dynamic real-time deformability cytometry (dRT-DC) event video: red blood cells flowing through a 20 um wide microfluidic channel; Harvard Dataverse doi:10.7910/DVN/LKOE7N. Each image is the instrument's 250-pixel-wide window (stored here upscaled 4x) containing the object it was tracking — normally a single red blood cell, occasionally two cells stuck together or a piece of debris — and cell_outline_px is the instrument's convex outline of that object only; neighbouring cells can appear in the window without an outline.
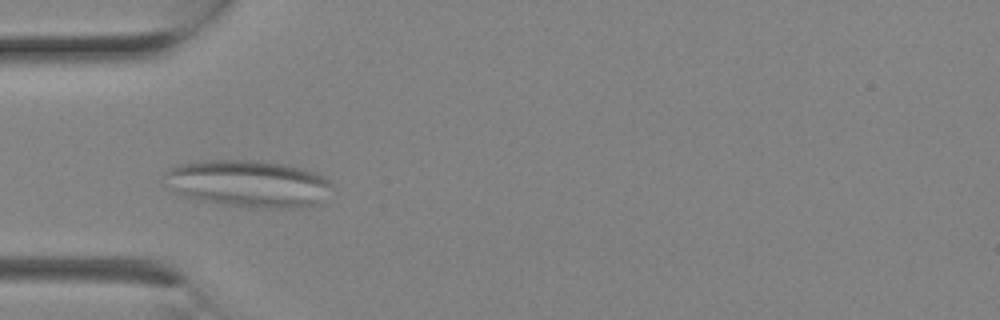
{"species": "Egyptian fruit bat (a non-hibernating species)", "species_latin": "Rousettus aegyptiacus", "temperature_condition": "room temperature", "stored_images_in_passage": 2, "camera_frame_rate_fps": 3000, "um_per_image_px": 0.085, "animal": {"sex": "female"}, "frame": {"image": 1, "passage_image": 2, "time_ms": 0.333, "image_size_px": [1000, 320], "cell_outline_px": [[332, 184], [320, 204], [300, 208], [264, 208], [220, 204], [200, 200], [184, 196], [172, 192], [164, 184], [164, 172], [168, 168], [176, 164], [204, 160], [256, 160], [288, 164], [304, 168], [316, 172], [324, 176]], "centroid_in_image_um": [21.07, 15.6], "position_along_channel_um": 63.9, "area_um2": 46.7}}